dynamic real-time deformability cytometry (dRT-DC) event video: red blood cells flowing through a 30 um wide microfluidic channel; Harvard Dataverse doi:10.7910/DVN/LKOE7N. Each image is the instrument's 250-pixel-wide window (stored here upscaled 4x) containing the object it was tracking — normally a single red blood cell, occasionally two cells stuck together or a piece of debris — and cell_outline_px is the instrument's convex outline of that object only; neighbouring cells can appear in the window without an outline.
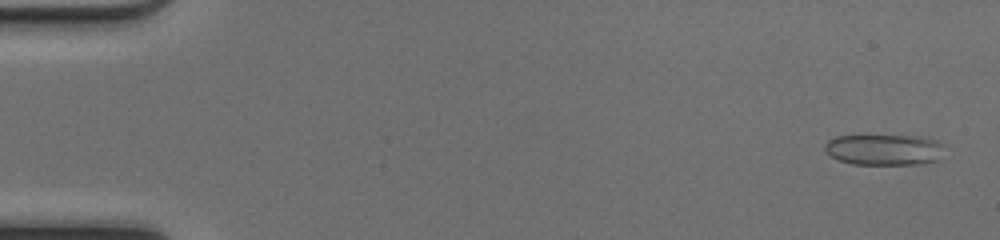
{"species": "common noctule bat (a hibernating species)", "species_latin": "Nyctalus noctula", "temperature_condition": "cold", "stored_images_in_passage": 48, "camera_frame_rate_fps": 3000, "um_per_image_px": 0.085, "animal": {"sex": "female", "body_mass_g": 17.0, "forearm_length_mm": 48.0}, "frame": {"image": 1, "passage_image": 1, "time_ms": 0.0, "image_size_px": [1000, 240], "cell_outline_px": [[944, 160], [924, 164], [852, 164], [840, 160], [824, 152], [824, 144], [828, 140], [836, 136], [920, 136], [940, 140], [944, 144]], "centroid_in_image_um": [75.27, 12.73], "position_along_channel_um": 9.7, "area_um2": 22.14}}
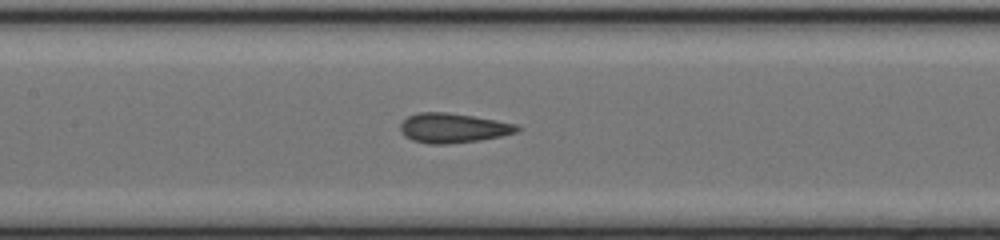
{"frame": {"image": 2, "passage_image": 23, "time_ms": 7.333, "image_size_px": [1000, 240], "cell_outline_px": [[520, 128], [516, 132], [500, 136], [480, 140], [448, 144], [428, 144], [412, 140], [404, 136], [400, 132], [400, 124], [408, 116], [420, 112], [444, 112], [472, 116], [496, 120], [516, 124]], "centroid_in_image_um": [38.46, 10.89], "position_along_channel_um": 168.9, "area_um2": 20.06}}
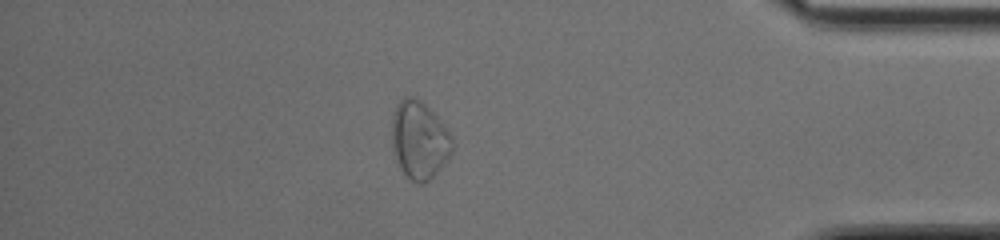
{"frame": {"image": 3, "passage_image": 42, "time_ms": 13.667, "image_size_px": [1000, 240], "cell_outline_px": [[456, 144], [452, 152], [444, 164], [424, 184], [416, 184], [400, 168], [392, 152], [392, 120], [396, 104], [404, 96], [412, 96], [420, 100], [432, 112], [452, 136]], "centroid_in_image_um": [35.64, 11.91], "position_along_channel_um": 399.6, "area_um2": 27.4}, "authors_computed_cell_mechanics": {"area_um2": 20.4034, "velocity_mm_per_s": 4.1982, "shape_relaxation_time_tau1_ms": null, "shape_relaxation_time_tau2_ms": 1.4956, "deformation_change_tau1": null, "deformation_change_tau2": 0.0663}}